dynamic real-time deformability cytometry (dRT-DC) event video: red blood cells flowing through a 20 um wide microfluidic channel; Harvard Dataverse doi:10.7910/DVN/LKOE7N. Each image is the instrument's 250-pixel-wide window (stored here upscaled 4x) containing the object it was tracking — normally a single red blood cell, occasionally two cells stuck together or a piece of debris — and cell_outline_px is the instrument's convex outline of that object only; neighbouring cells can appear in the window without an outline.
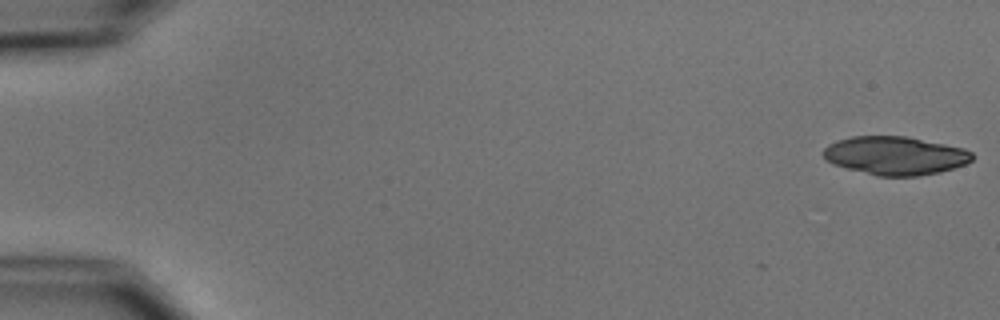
{"species": "common noctule bat (a hibernating species)", "species_latin": "Nyctalus noctula", "temperature_condition": "cold", "stored_images_in_passage": 4, "camera_frame_rate_fps": 3000, "um_per_image_px": 0.085, "animal": {"sex": "male", "body_mass_g": 15.6}, "frame": {"image": 1, "passage_image": 1, "time_ms": 0.0, "image_size_px": [1000, 320], "cell_outline_px": [[972, 160], [964, 164], [940, 172], [916, 176], [876, 176], [832, 164], [820, 152], [828, 144], [836, 140], [852, 136], [904, 136], [964, 148], [972, 152]], "centroid_in_image_um": [76.04, 13.22], "position_along_channel_um": 9.0, "area_um2": 33.23}}